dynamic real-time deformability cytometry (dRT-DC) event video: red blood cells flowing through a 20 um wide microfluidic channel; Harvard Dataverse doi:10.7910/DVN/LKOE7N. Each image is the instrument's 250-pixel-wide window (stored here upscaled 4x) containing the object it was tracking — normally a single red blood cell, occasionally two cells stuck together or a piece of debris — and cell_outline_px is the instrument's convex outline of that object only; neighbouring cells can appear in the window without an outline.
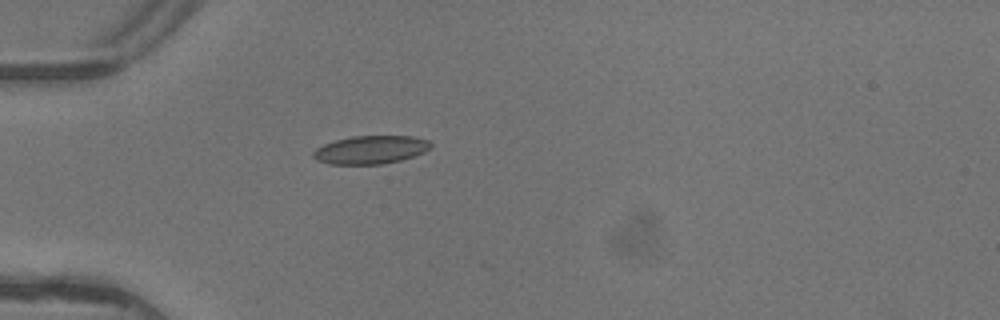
{"species": "common noctule bat (a hibernating species)", "species_latin": "Nyctalus noctula", "temperature_condition": "warm", "stored_images_in_passage": 4, "camera_frame_rate_fps": 3000, "um_per_image_px": 0.085, "animal": {"sex": "female"}, "frame": {"image": 1, "passage_image": 4, "time_ms": 1.0, "image_size_px": [1000, 320], "cell_outline_px": [[432, 144], [424, 152], [400, 160], [384, 164], [328, 164], [316, 160], [312, 156], [312, 152], [316, 148], [324, 144], [336, 140], [352, 136], [412, 136], [428, 140]], "centroid_in_image_um": [31.46, 12.73], "position_along_channel_um": 53.5, "area_um2": 19.25}}